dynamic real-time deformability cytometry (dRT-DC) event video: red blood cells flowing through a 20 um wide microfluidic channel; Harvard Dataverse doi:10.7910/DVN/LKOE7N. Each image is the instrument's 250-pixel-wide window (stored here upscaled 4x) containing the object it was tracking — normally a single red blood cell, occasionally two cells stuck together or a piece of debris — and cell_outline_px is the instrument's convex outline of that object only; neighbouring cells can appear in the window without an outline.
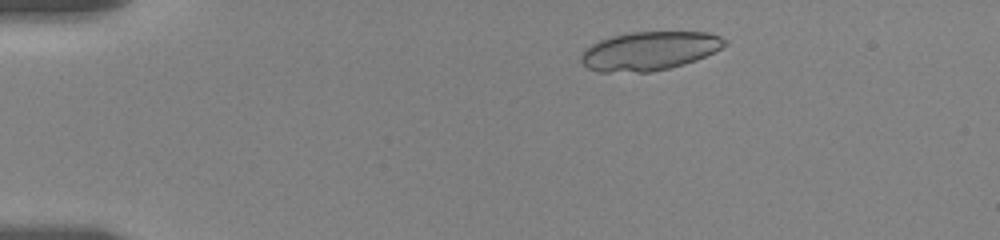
{"species": "human", "species_latin": "Homo sapiens", "temperature_condition": "room temperature", "stored_images_in_passage": 40, "camera_frame_rate_fps": 3000, "um_per_image_px": 0.085, "donor": {"sex": "female"}, "frame": {"image": 1, "passage_image": 4, "time_ms": 1.333, "image_size_px": [1000, 240], "cell_outline_px": [[728, 44], [696, 60], [684, 64], [668, 68], [648, 72], [600, 72], [588, 68], [580, 60], [580, 56], [584, 48], [600, 40], [612, 36], [628, 32], [708, 32], [720, 36], [728, 40]], "centroid_in_image_um": [55.18, 4.32], "position_along_channel_um": 29.8, "area_um2": 32.43}}
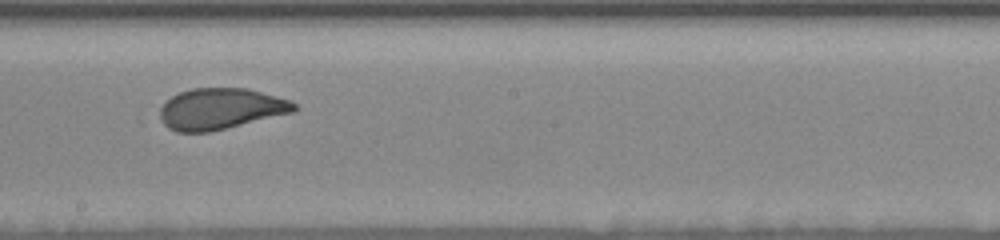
{"frame": {"image": 2, "passage_image": 21, "time_ms": 9.0, "image_size_px": [1000, 240], "cell_outline_px": [[296, 108], [292, 112], [208, 132], [176, 132], [168, 128], [160, 120], [160, 108], [172, 96], [180, 92], [192, 88], [248, 88], [276, 96], [288, 100], [296, 104]], "centroid_in_image_um": [18.7, 9.24], "position_along_channel_um": 229.5, "area_um2": 31.73}}
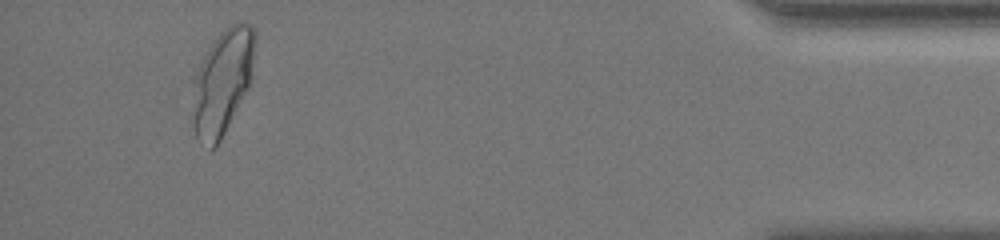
{"frame": {"image": 3, "passage_image": 37, "time_ms": 16.0, "image_size_px": [1000, 240], "cell_outline_px": [[256, 44], [248, 88], [220, 140], [212, 148], [196, 136], [188, 120], [192, 80], [208, 48], [220, 32], [228, 24], [236, 20], [240, 20], [252, 24], [256, 28]], "centroid_in_image_um": [18.86, 6.9], "position_along_channel_um": 416.3, "area_um2": 39.13}, "authors_computed_cell_mechanics": {"area_um2": 32.9749, "velocity_mm_per_s": 3.482, "shape_relaxation_time_tau1_ms": 5.3731, "shape_relaxation_time_tau2_ms": null, "deformation_change_tau1": 0.1502, "deformation_change_tau2": null}}